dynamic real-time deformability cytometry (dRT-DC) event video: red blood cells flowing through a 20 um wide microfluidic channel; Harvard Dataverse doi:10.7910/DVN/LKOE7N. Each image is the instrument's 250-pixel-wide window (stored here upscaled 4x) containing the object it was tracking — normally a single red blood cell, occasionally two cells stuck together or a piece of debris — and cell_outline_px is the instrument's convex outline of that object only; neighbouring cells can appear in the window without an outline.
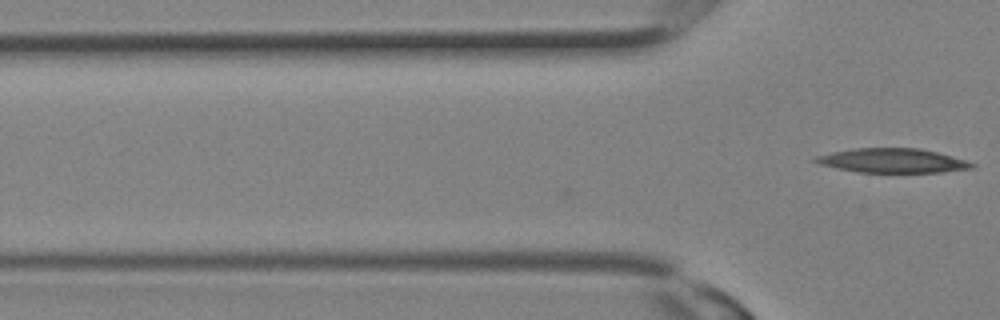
{"species": "Egyptian fruit bat (a non-hibernating species)", "species_latin": "Rousettus aegyptiacus", "temperature_condition": "room temperature", "stored_images_in_passage": 3, "camera_frame_rate_fps": 3000, "um_per_image_px": 0.085, "animal": {"sex": "female"}, "frame": {"image": 1, "passage_image": 3, "time_ms": 0.667, "image_size_px": [1000, 320], "cell_outline_px": [[976, 164], [972, 168], [940, 172], [860, 172], [836, 168], [820, 164], [812, 160], [816, 156], [832, 152], [852, 148], [920, 148], [968, 160]], "centroid_in_image_um": [75.87, 13.64], "position_along_channel_um": 49.9, "area_um2": 22.02}}